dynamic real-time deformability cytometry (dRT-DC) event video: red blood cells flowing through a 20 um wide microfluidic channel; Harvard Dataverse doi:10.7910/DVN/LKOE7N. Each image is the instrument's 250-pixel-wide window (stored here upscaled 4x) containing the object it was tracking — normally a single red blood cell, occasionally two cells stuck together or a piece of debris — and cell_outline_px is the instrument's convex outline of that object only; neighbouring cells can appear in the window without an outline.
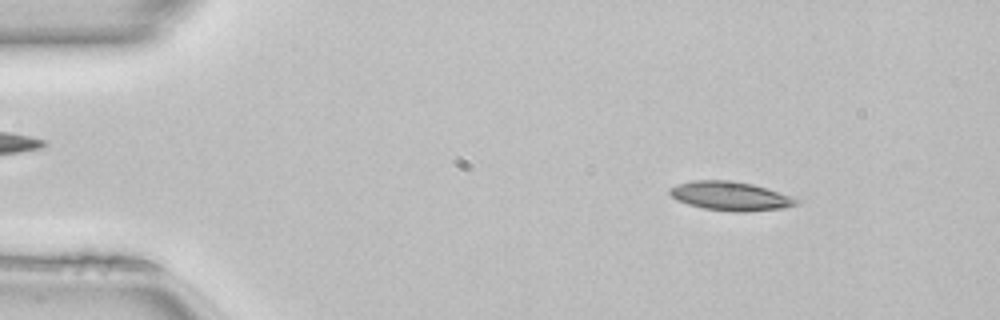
{"species": "common noctule bat (a hibernating species)", "species_latin": "Nyctalus noctula", "temperature_condition": "room temperature", "stored_images_in_passage": 49, "camera_frame_rate_fps": 3000, "um_per_image_px": 0.085, "animal": {"sex": "female", "body_mass_g": 22.7, "forearm_length_mm": 54.2}, "frame": {"image": 1, "passage_image": 6, "time_ms": 1.667, "image_size_px": [1000, 320], "cell_outline_px": [[800, 204], [784, 208], [744, 212], [736, 212], [704, 208], [688, 204], [676, 200], [668, 192], [668, 188], [676, 184], [692, 180], [724, 180], [752, 184], [792, 196], [800, 200]], "centroid_in_image_um": [62.08, 16.66], "position_along_channel_um": 22.9, "area_um2": 21.39}}
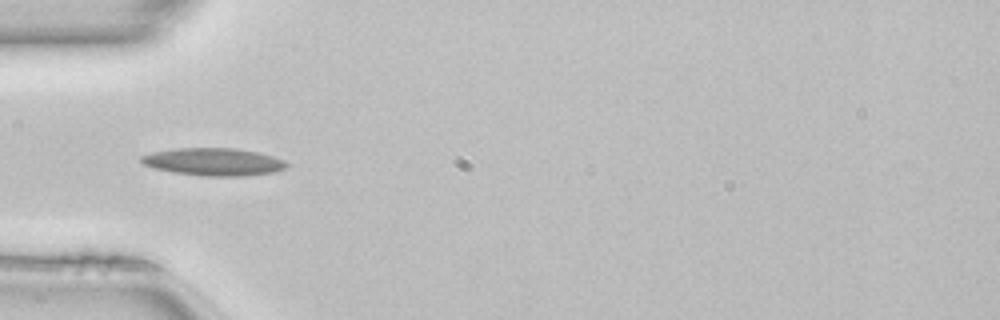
{"frame": {"image": 2, "passage_image": 15, "time_ms": 4.667, "image_size_px": [1000, 320], "cell_outline_px": [[288, 164], [284, 168], [272, 172], [240, 176], [200, 176], [152, 168], [144, 164], [140, 160], [140, 156], [152, 152], [176, 148], [236, 148], [256, 152], [272, 156], [284, 160]], "centroid_in_image_um": [18.11, 13.75], "position_along_channel_um": 66.9, "area_um2": 23.18}}
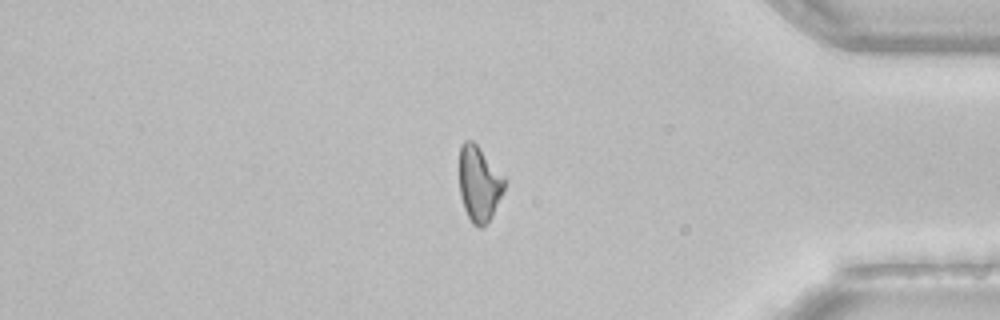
{"frame": {"image": 3, "passage_image": 41, "time_ms": 13.333, "image_size_px": [1000, 320], "cell_outline_px": [[504, 192], [492, 216], [480, 228], [472, 224], [464, 208], [460, 196], [460, 144], [464, 140], [472, 140], [476, 144], [504, 176]], "centroid_in_image_um": [40.72, 15.62], "position_along_channel_um": 394.5, "area_um2": 19.65}, "authors_computed_cell_mechanics": {"area_um2": 20.5768, "velocity_mm_per_s": 4.13, "shape_relaxation_time_tau1_ms": null, "shape_relaxation_time_tau2_ms": 2.8944, "deformation_change_tau1": null, "deformation_change_tau2": 0.1205}}